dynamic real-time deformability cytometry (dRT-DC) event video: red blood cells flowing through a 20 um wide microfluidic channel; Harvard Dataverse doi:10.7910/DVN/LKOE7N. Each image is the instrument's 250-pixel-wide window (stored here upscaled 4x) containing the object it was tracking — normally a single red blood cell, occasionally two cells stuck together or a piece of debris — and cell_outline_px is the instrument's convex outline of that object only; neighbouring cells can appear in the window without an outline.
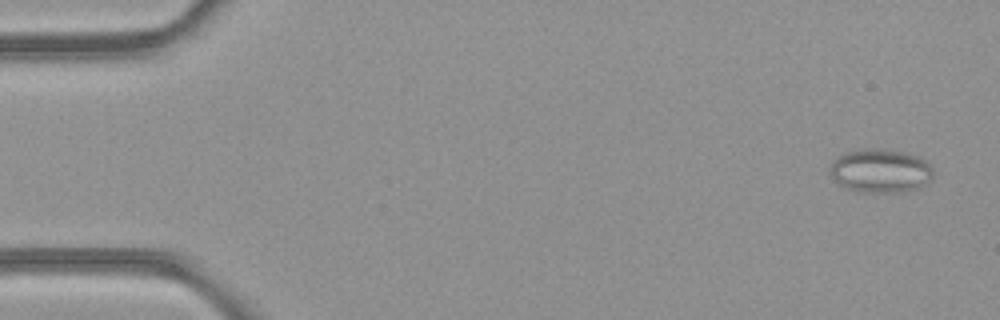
{"species": "common noctule bat (a hibernating species)", "species_latin": "Nyctalus noctula", "temperature_condition": "room temperature", "stored_images_in_passage": 50, "camera_frame_rate_fps": 3000, "um_per_image_px": 0.085, "animal": {"sex": "female", "body_mass_g": 21.9}, "frame": {"image": 1, "passage_image": 3, "time_ms": 0.667, "image_size_px": [1000, 320], "cell_outline_px": [[932, 176], [924, 184], [916, 188], [896, 192], [860, 192], [848, 188], [840, 184], [832, 176], [832, 164], [844, 152], [864, 148], [884, 148], [904, 152], [920, 156], [932, 168]], "centroid_in_image_um": [74.86, 14.49], "position_along_channel_um": 10.1, "area_um2": 25.89}}
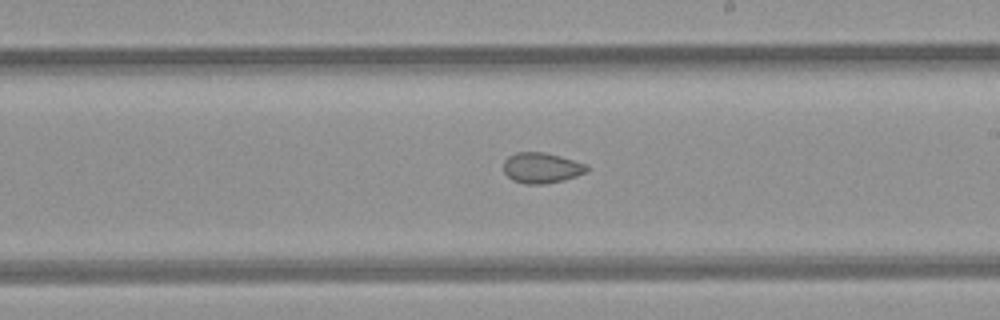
{"frame": {"image": 2, "passage_image": 29, "time_ms": 9.333, "image_size_px": [1000, 320], "cell_outline_px": [[588, 172], [564, 180], [544, 184], [524, 184], [512, 180], [504, 172], [504, 160], [508, 156], [516, 152], [544, 152], [588, 164]], "centroid_in_image_um": [46.04, 14.27], "position_along_channel_um": 243.0, "area_um2": 14.91}}
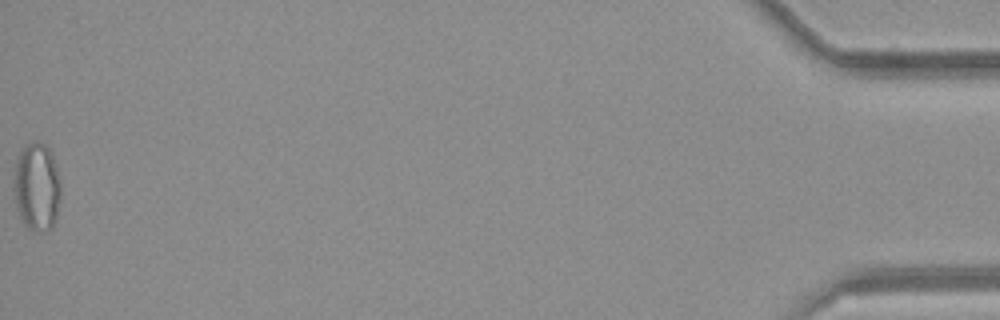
{"frame": {"image": 3, "passage_image": 50, "time_ms": 16.333, "image_size_px": [1000, 320], "cell_outline_px": [[60, 200], [56, 220], [52, 228], [44, 232], [28, 228], [24, 224], [16, 208], [12, 188], [12, 184], [16, 160], [20, 148], [36, 140], [44, 144], [48, 148], [56, 164], [60, 176]], "centroid_in_image_um": [3.11, 15.88], "position_along_channel_um": 432.1, "area_um2": 24.74}, "authors_computed_cell_mechanics": {"area_um2": 18.4382, "velocity_mm_per_s": 4.2763, "shape_relaxation_time_tau1_ms": null, "shape_relaxation_time_tau2_ms": 2.4619, "deformation_change_tau1": null, "deformation_change_tau2": 0.0722}}